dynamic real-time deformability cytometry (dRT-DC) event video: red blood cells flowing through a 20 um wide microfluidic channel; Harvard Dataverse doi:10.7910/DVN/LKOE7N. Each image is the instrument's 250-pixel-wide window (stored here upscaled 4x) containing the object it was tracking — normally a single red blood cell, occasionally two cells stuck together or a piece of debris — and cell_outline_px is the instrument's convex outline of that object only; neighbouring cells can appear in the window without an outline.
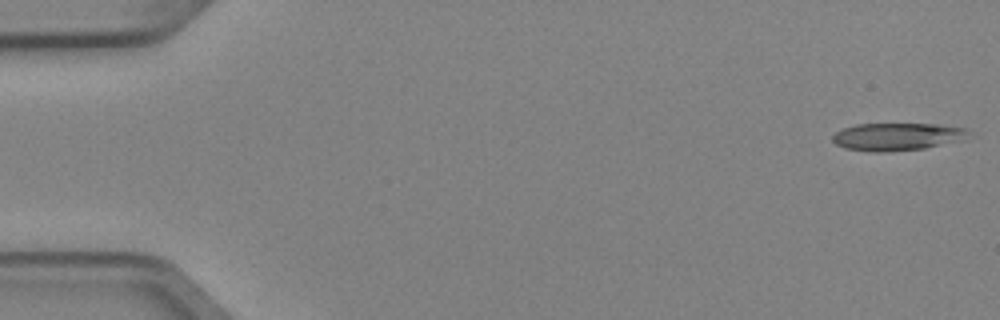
{"species": "Egyptian fruit bat (a non-hibernating species)", "species_latin": "Rousettus aegyptiacus", "temperature_condition": "cold", "stored_images_in_passage": 4, "camera_frame_rate_fps": 3000, "um_per_image_px": 0.085, "animal": {"sex": "female"}, "frame": {"image": 1, "passage_image": 1, "time_ms": 0.0, "image_size_px": [1000, 320], "cell_outline_px": [[968, 132], [956, 140], [924, 148], [884, 152], [872, 152], [844, 148], [836, 144], [832, 140], [832, 136], [836, 132], [844, 128], [856, 124], [936, 124], [968, 128]], "centroid_in_image_um": [76.14, 11.61], "position_along_channel_um": 8.9, "area_um2": 21.39}}
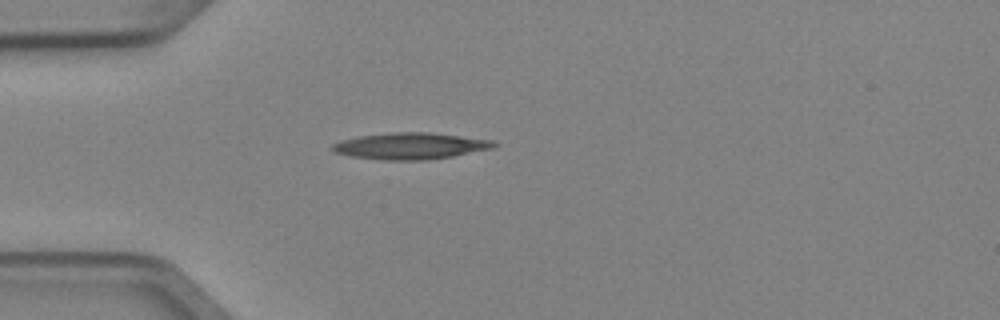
{"frame": {"image": 2, "passage_image": 4, "time_ms": 1.0, "image_size_px": [1000, 320], "cell_outline_px": [[500, 144], [496, 148], [452, 156], [428, 160], [384, 160], [352, 156], [336, 152], [332, 148], [332, 144], [356, 136], [392, 132], [428, 132], [492, 140]], "centroid_in_image_um": [34.95, 12.4], "position_along_channel_um": 50.1, "area_um2": 24.91}}